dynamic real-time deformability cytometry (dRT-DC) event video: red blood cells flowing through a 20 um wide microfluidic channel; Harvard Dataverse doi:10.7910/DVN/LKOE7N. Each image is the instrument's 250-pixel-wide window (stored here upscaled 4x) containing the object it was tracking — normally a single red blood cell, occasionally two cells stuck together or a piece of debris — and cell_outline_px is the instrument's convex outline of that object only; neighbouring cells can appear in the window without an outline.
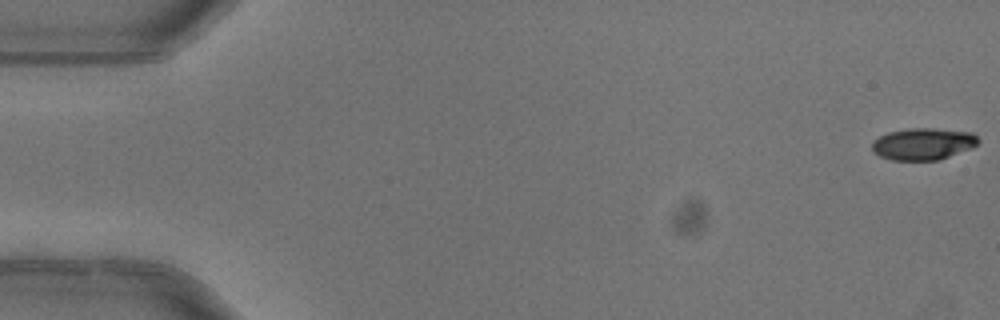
{"species": "common noctule bat (a hibernating species)", "species_latin": "Nyctalus noctula", "temperature_condition": "warm", "stored_images_in_passage": 5, "camera_frame_rate_fps": 3000, "um_per_image_px": 0.085, "animal": {"sex": "female"}, "frame": {"image": 1, "passage_image": 1, "time_ms": 0.0, "image_size_px": [1000, 320], "cell_outline_px": [[980, 140], [972, 148], [936, 160], [892, 160], [880, 156], [872, 152], [872, 140], [888, 132], [908, 128], [932, 128], [972, 132]], "centroid_in_image_um": [78.43, 12.22], "position_along_channel_um": 6.6, "area_um2": 19.71}}
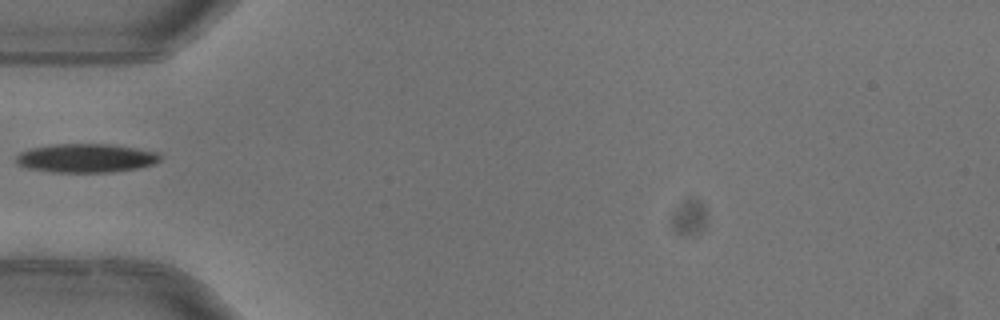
{"frame": {"image": 2, "passage_image": 5, "time_ms": 1.333, "image_size_px": [1000, 320], "cell_outline_px": [[160, 160], [152, 164], [136, 168], [108, 172], [52, 172], [28, 168], [20, 164], [16, 160], [16, 156], [20, 152], [32, 148], [56, 144], [112, 144], [160, 152]], "centroid_in_image_um": [7.33, 13.43], "position_along_channel_um": 77.7, "area_um2": 23.93}}